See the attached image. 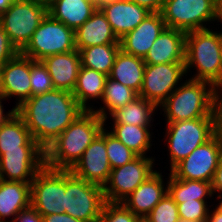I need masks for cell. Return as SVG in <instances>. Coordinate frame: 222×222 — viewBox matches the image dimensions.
<instances>
[{"label": "cell", "mask_w": 222, "mask_h": 222, "mask_svg": "<svg viewBox=\"0 0 222 222\" xmlns=\"http://www.w3.org/2000/svg\"><path fill=\"white\" fill-rule=\"evenodd\" d=\"M65 170L44 166L31 182V206L42 216L64 213Z\"/></svg>", "instance_id": "11"}, {"label": "cell", "mask_w": 222, "mask_h": 222, "mask_svg": "<svg viewBox=\"0 0 222 222\" xmlns=\"http://www.w3.org/2000/svg\"><path fill=\"white\" fill-rule=\"evenodd\" d=\"M166 193L168 187H165L163 175L156 170L121 203L139 218H144Z\"/></svg>", "instance_id": "19"}, {"label": "cell", "mask_w": 222, "mask_h": 222, "mask_svg": "<svg viewBox=\"0 0 222 222\" xmlns=\"http://www.w3.org/2000/svg\"><path fill=\"white\" fill-rule=\"evenodd\" d=\"M5 100V97L0 94V127L9 119L11 118L14 113L16 112V108L13 107L11 110H9L8 112H6V114L4 113V107L2 104V101Z\"/></svg>", "instance_id": "44"}, {"label": "cell", "mask_w": 222, "mask_h": 222, "mask_svg": "<svg viewBox=\"0 0 222 222\" xmlns=\"http://www.w3.org/2000/svg\"><path fill=\"white\" fill-rule=\"evenodd\" d=\"M43 222H84L76 219L67 213H55L51 215L42 216Z\"/></svg>", "instance_id": "43"}, {"label": "cell", "mask_w": 222, "mask_h": 222, "mask_svg": "<svg viewBox=\"0 0 222 222\" xmlns=\"http://www.w3.org/2000/svg\"><path fill=\"white\" fill-rule=\"evenodd\" d=\"M74 50V30L47 13L20 53L34 61H42L47 56Z\"/></svg>", "instance_id": "7"}, {"label": "cell", "mask_w": 222, "mask_h": 222, "mask_svg": "<svg viewBox=\"0 0 222 222\" xmlns=\"http://www.w3.org/2000/svg\"><path fill=\"white\" fill-rule=\"evenodd\" d=\"M166 125L165 141L168 143L170 170L215 135L213 118H196Z\"/></svg>", "instance_id": "6"}, {"label": "cell", "mask_w": 222, "mask_h": 222, "mask_svg": "<svg viewBox=\"0 0 222 222\" xmlns=\"http://www.w3.org/2000/svg\"><path fill=\"white\" fill-rule=\"evenodd\" d=\"M104 126L98 114L84 111L45 149V166L70 170Z\"/></svg>", "instance_id": "2"}, {"label": "cell", "mask_w": 222, "mask_h": 222, "mask_svg": "<svg viewBox=\"0 0 222 222\" xmlns=\"http://www.w3.org/2000/svg\"><path fill=\"white\" fill-rule=\"evenodd\" d=\"M45 166V150H13L0 155V179L31 183Z\"/></svg>", "instance_id": "15"}, {"label": "cell", "mask_w": 222, "mask_h": 222, "mask_svg": "<svg viewBox=\"0 0 222 222\" xmlns=\"http://www.w3.org/2000/svg\"><path fill=\"white\" fill-rule=\"evenodd\" d=\"M0 94L5 99L16 96L15 108L31 97L29 57L19 52L0 67Z\"/></svg>", "instance_id": "16"}, {"label": "cell", "mask_w": 222, "mask_h": 222, "mask_svg": "<svg viewBox=\"0 0 222 222\" xmlns=\"http://www.w3.org/2000/svg\"><path fill=\"white\" fill-rule=\"evenodd\" d=\"M160 13L166 27L188 33L207 29L208 22H218V3L215 0H165Z\"/></svg>", "instance_id": "9"}, {"label": "cell", "mask_w": 222, "mask_h": 222, "mask_svg": "<svg viewBox=\"0 0 222 222\" xmlns=\"http://www.w3.org/2000/svg\"><path fill=\"white\" fill-rule=\"evenodd\" d=\"M218 199H222V196H217V200ZM219 213H221L222 214V200L220 201L219 200V204L216 206V208H215Z\"/></svg>", "instance_id": "48"}, {"label": "cell", "mask_w": 222, "mask_h": 222, "mask_svg": "<svg viewBox=\"0 0 222 222\" xmlns=\"http://www.w3.org/2000/svg\"><path fill=\"white\" fill-rule=\"evenodd\" d=\"M84 111L71 92L58 89L32 96L16 108L44 150Z\"/></svg>", "instance_id": "1"}, {"label": "cell", "mask_w": 222, "mask_h": 222, "mask_svg": "<svg viewBox=\"0 0 222 222\" xmlns=\"http://www.w3.org/2000/svg\"><path fill=\"white\" fill-rule=\"evenodd\" d=\"M221 91V92H220ZM222 86L214 88L212 97V116L214 133L222 141Z\"/></svg>", "instance_id": "38"}, {"label": "cell", "mask_w": 222, "mask_h": 222, "mask_svg": "<svg viewBox=\"0 0 222 222\" xmlns=\"http://www.w3.org/2000/svg\"><path fill=\"white\" fill-rule=\"evenodd\" d=\"M218 22L222 23V1L218 4Z\"/></svg>", "instance_id": "47"}, {"label": "cell", "mask_w": 222, "mask_h": 222, "mask_svg": "<svg viewBox=\"0 0 222 222\" xmlns=\"http://www.w3.org/2000/svg\"><path fill=\"white\" fill-rule=\"evenodd\" d=\"M193 67L197 73L190 79L206 81L214 87L222 86V32L209 27L186 33V74Z\"/></svg>", "instance_id": "3"}, {"label": "cell", "mask_w": 222, "mask_h": 222, "mask_svg": "<svg viewBox=\"0 0 222 222\" xmlns=\"http://www.w3.org/2000/svg\"><path fill=\"white\" fill-rule=\"evenodd\" d=\"M99 6L91 0H53L48 13L74 31L87 21Z\"/></svg>", "instance_id": "23"}, {"label": "cell", "mask_w": 222, "mask_h": 222, "mask_svg": "<svg viewBox=\"0 0 222 222\" xmlns=\"http://www.w3.org/2000/svg\"><path fill=\"white\" fill-rule=\"evenodd\" d=\"M19 51L10 42L8 35L4 32L0 26V67L7 61L14 58Z\"/></svg>", "instance_id": "39"}, {"label": "cell", "mask_w": 222, "mask_h": 222, "mask_svg": "<svg viewBox=\"0 0 222 222\" xmlns=\"http://www.w3.org/2000/svg\"><path fill=\"white\" fill-rule=\"evenodd\" d=\"M109 0H94V2L99 6L101 3Z\"/></svg>", "instance_id": "51"}, {"label": "cell", "mask_w": 222, "mask_h": 222, "mask_svg": "<svg viewBox=\"0 0 222 222\" xmlns=\"http://www.w3.org/2000/svg\"><path fill=\"white\" fill-rule=\"evenodd\" d=\"M187 76L185 63L146 64L143 85L138 96L159 107Z\"/></svg>", "instance_id": "13"}, {"label": "cell", "mask_w": 222, "mask_h": 222, "mask_svg": "<svg viewBox=\"0 0 222 222\" xmlns=\"http://www.w3.org/2000/svg\"><path fill=\"white\" fill-rule=\"evenodd\" d=\"M99 8L119 40L134 30L151 13L130 0L105 1Z\"/></svg>", "instance_id": "17"}, {"label": "cell", "mask_w": 222, "mask_h": 222, "mask_svg": "<svg viewBox=\"0 0 222 222\" xmlns=\"http://www.w3.org/2000/svg\"><path fill=\"white\" fill-rule=\"evenodd\" d=\"M150 222H178V207L172 197L166 193L146 216Z\"/></svg>", "instance_id": "35"}, {"label": "cell", "mask_w": 222, "mask_h": 222, "mask_svg": "<svg viewBox=\"0 0 222 222\" xmlns=\"http://www.w3.org/2000/svg\"><path fill=\"white\" fill-rule=\"evenodd\" d=\"M139 6L146 8L149 12H161L165 0H130Z\"/></svg>", "instance_id": "41"}, {"label": "cell", "mask_w": 222, "mask_h": 222, "mask_svg": "<svg viewBox=\"0 0 222 222\" xmlns=\"http://www.w3.org/2000/svg\"><path fill=\"white\" fill-rule=\"evenodd\" d=\"M31 206V183L0 179V222Z\"/></svg>", "instance_id": "25"}, {"label": "cell", "mask_w": 222, "mask_h": 222, "mask_svg": "<svg viewBox=\"0 0 222 222\" xmlns=\"http://www.w3.org/2000/svg\"><path fill=\"white\" fill-rule=\"evenodd\" d=\"M213 210L214 211H209L206 222H222V214L219 213L216 209Z\"/></svg>", "instance_id": "45"}, {"label": "cell", "mask_w": 222, "mask_h": 222, "mask_svg": "<svg viewBox=\"0 0 222 222\" xmlns=\"http://www.w3.org/2000/svg\"><path fill=\"white\" fill-rule=\"evenodd\" d=\"M221 158L222 141L214 135L177 163L169 174L177 179L212 182Z\"/></svg>", "instance_id": "12"}, {"label": "cell", "mask_w": 222, "mask_h": 222, "mask_svg": "<svg viewBox=\"0 0 222 222\" xmlns=\"http://www.w3.org/2000/svg\"><path fill=\"white\" fill-rule=\"evenodd\" d=\"M13 150H44L17 112L0 127V155Z\"/></svg>", "instance_id": "24"}, {"label": "cell", "mask_w": 222, "mask_h": 222, "mask_svg": "<svg viewBox=\"0 0 222 222\" xmlns=\"http://www.w3.org/2000/svg\"><path fill=\"white\" fill-rule=\"evenodd\" d=\"M42 3H45L46 5H49L53 0H38Z\"/></svg>", "instance_id": "50"}, {"label": "cell", "mask_w": 222, "mask_h": 222, "mask_svg": "<svg viewBox=\"0 0 222 222\" xmlns=\"http://www.w3.org/2000/svg\"><path fill=\"white\" fill-rule=\"evenodd\" d=\"M106 151L112 169L134 160L138 155L106 130Z\"/></svg>", "instance_id": "33"}, {"label": "cell", "mask_w": 222, "mask_h": 222, "mask_svg": "<svg viewBox=\"0 0 222 222\" xmlns=\"http://www.w3.org/2000/svg\"><path fill=\"white\" fill-rule=\"evenodd\" d=\"M155 110H158V107L154 103L138 96L132 102L114 111L110 118L112 117L113 124L151 127Z\"/></svg>", "instance_id": "28"}, {"label": "cell", "mask_w": 222, "mask_h": 222, "mask_svg": "<svg viewBox=\"0 0 222 222\" xmlns=\"http://www.w3.org/2000/svg\"><path fill=\"white\" fill-rule=\"evenodd\" d=\"M166 28L160 12H151L132 31L120 39V49L125 53L145 58L157 37Z\"/></svg>", "instance_id": "18"}, {"label": "cell", "mask_w": 222, "mask_h": 222, "mask_svg": "<svg viewBox=\"0 0 222 222\" xmlns=\"http://www.w3.org/2000/svg\"><path fill=\"white\" fill-rule=\"evenodd\" d=\"M180 84L159 106L167 118L166 123L213 118L212 97L215 87L209 82L189 78Z\"/></svg>", "instance_id": "4"}, {"label": "cell", "mask_w": 222, "mask_h": 222, "mask_svg": "<svg viewBox=\"0 0 222 222\" xmlns=\"http://www.w3.org/2000/svg\"><path fill=\"white\" fill-rule=\"evenodd\" d=\"M42 62L51 76L53 87L72 93L81 67L79 50L50 55Z\"/></svg>", "instance_id": "21"}, {"label": "cell", "mask_w": 222, "mask_h": 222, "mask_svg": "<svg viewBox=\"0 0 222 222\" xmlns=\"http://www.w3.org/2000/svg\"><path fill=\"white\" fill-rule=\"evenodd\" d=\"M178 222H197V221L187 220V219H182V218H180Z\"/></svg>", "instance_id": "52"}, {"label": "cell", "mask_w": 222, "mask_h": 222, "mask_svg": "<svg viewBox=\"0 0 222 222\" xmlns=\"http://www.w3.org/2000/svg\"><path fill=\"white\" fill-rule=\"evenodd\" d=\"M107 77L94 69L80 67L72 94L85 111L94 109L92 104L87 103L88 101L102 99Z\"/></svg>", "instance_id": "27"}, {"label": "cell", "mask_w": 222, "mask_h": 222, "mask_svg": "<svg viewBox=\"0 0 222 222\" xmlns=\"http://www.w3.org/2000/svg\"><path fill=\"white\" fill-rule=\"evenodd\" d=\"M218 4L222 1V0H215Z\"/></svg>", "instance_id": "53"}, {"label": "cell", "mask_w": 222, "mask_h": 222, "mask_svg": "<svg viewBox=\"0 0 222 222\" xmlns=\"http://www.w3.org/2000/svg\"><path fill=\"white\" fill-rule=\"evenodd\" d=\"M154 159L147 156H137L125 165L111 169L108 181L103 187L105 201L121 203L156 171L153 169Z\"/></svg>", "instance_id": "10"}, {"label": "cell", "mask_w": 222, "mask_h": 222, "mask_svg": "<svg viewBox=\"0 0 222 222\" xmlns=\"http://www.w3.org/2000/svg\"><path fill=\"white\" fill-rule=\"evenodd\" d=\"M8 222H43L42 215L38 213L32 206L20 211L16 217H13Z\"/></svg>", "instance_id": "40"}, {"label": "cell", "mask_w": 222, "mask_h": 222, "mask_svg": "<svg viewBox=\"0 0 222 222\" xmlns=\"http://www.w3.org/2000/svg\"><path fill=\"white\" fill-rule=\"evenodd\" d=\"M207 203L205 200H194L177 204L179 218L206 222L210 211Z\"/></svg>", "instance_id": "37"}, {"label": "cell", "mask_w": 222, "mask_h": 222, "mask_svg": "<svg viewBox=\"0 0 222 222\" xmlns=\"http://www.w3.org/2000/svg\"><path fill=\"white\" fill-rule=\"evenodd\" d=\"M185 37V32L166 27L145 56V64L185 63Z\"/></svg>", "instance_id": "20"}, {"label": "cell", "mask_w": 222, "mask_h": 222, "mask_svg": "<svg viewBox=\"0 0 222 222\" xmlns=\"http://www.w3.org/2000/svg\"><path fill=\"white\" fill-rule=\"evenodd\" d=\"M106 129L101 130L70 169L76 177L101 187L108 181L112 169L106 151Z\"/></svg>", "instance_id": "14"}, {"label": "cell", "mask_w": 222, "mask_h": 222, "mask_svg": "<svg viewBox=\"0 0 222 222\" xmlns=\"http://www.w3.org/2000/svg\"><path fill=\"white\" fill-rule=\"evenodd\" d=\"M77 50L104 44H120L105 14L98 7L92 16L74 31Z\"/></svg>", "instance_id": "22"}, {"label": "cell", "mask_w": 222, "mask_h": 222, "mask_svg": "<svg viewBox=\"0 0 222 222\" xmlns=\"http://www.w3.org/2000/svg\"><path fill=\"white\" fill-rule=\"evenodd\" d=\"M137 97L138 94L134 90L107 77L103 97L101 99L105 106H101L96 110L93 109L92 111L98 114L106 123L108 116H110L117 109L124 107L126 104L132 102Z\"/></svg>", "instance_id": "31"}, {"label": "cell", "mask_w": 222, "mask_h": 222, "mask_svg": "<svg viewBox=\"0 0 222 222\" xmlns=\"http://www.w3.org/2000/svg\"><path fill=\"white\" fill-rule=\"evenodd\" d=\"M167 181L168 194L176 204H182L185 201L205 200L213 197L211 182L177 179L168 174Z\"/></svg>", "instance_id": "29"}, {"label": "cell", "mask_w": 222, "mask_h": 222, "mask_svg": "<svg viewBox=\"0 0 222 222\" xmlns=\"http://www.w3.org/2000/svg\"><path fill=\"white\" fill-rule=\"evenodd\" d=\"M105 202L103 187L65 170L64 213L84 222H99Z\"/></svg>", "instance_id": "8"}, {"label": "cell", "mask_w": 222, "mask_h": 222, "mask_svg": "<svg viewBox=\"0 0 222 222\" xmlns=\"http://www.w3.org/2000/svg\"><path fill=\"white\" fill-rule=\"evenodd\" d=\"M31 97L54 90L51 76L42 61L30 58Z\"/></svg>", "instance_id": "34"}, {"label": "cell", "mask_w": 222, "mask_h": 222, "mask_svg": "<svg viewBox=\"0 0 222 222\" xmlns=\"http://www.w3.org/2000/svg\"><path fill=\"white\" fill-rule=\"evenodd\" d=\"M211 185L213 194L218 192L217 196H222V158L215 170Z\"/></svg>", "instance_id": "42"}, {"label": "cell", "mask_w": 222, "mask_h": 222, "mask_svg": "<svg viewBox=\"0 0 222 222\" xmlns=\"http://www.w3.org/2000/svg\"><path fill=\"white\" fill-rule=\"evenodd\" d=\"M113 128L109 131L126 147L133 151L138 156H147L152 146L151 127L127 125V124H112Z\"/></svg>", "instance_id": "30"}, {"label": "cell", "mask_w": 222, "mask_h": 222, "mask_svg": "<svg viewBox=\"0 0 222 222\" xmlns=\"http://www.w3.org/2000/svg\"><path fill=\"white\" fill-rule=\"evenodd\" d=\"M137 222H150V221L146 217H144V218H139Z\"/></svg>", "instance_id": "49"}, {"label": "cell", "mask_w": 222, "mask_h": 222, "mask_svg": "<svg viewBox=\"0 0 222 222\" xmlns=\"http://www.w3.org/2000/svg\"><path fill=\"white\" fill-rule=\"evenodd\" d=\"M15 0H0V15L5 13Z\"/></svg>", "instance_id": "46"}, {"label": "cell", "mask_w": 222, "mask_h": 222, "mask_svg": "<svg viewBox=\"0 0 222 222\" xmlns=\"http://www.w3.org/2000/svg\"><path fill=\"white\" fill-rule=\"evenodd\" d=\"M47 13L48 5L38 0H15L7 11L0 15V26L20 52Z\"/></svg>", "instance_id": "5"}, {"label": "cell", "mask_w": 222, "mask_h": 222, "mask_svg": "<svg viewBox=\"0 0 222 222\" xmlns=\"http://www.w3.org/2000/svg\"><path fill=\"white\" fill-rule=\"evenodd\" d=\"M119 50L120 44L94 45L82 48L79 51L81 66L109 76Z\"/></svg>", "instance_id": "32"}, {"label": "cell", "mask_w": 222, "mask_h": 222, "mask_svg": "<svg viewBox=\"0 0 222 222\" xmlns=\"http://www.w3.org/2000/svg\"><path fill=\"white\" fill-rule=\"evenodd\" d=\"M145 66L143 58L125 53L120 49L115 56L114 64L108 77L139 94L143 85Z\"/></svg>", "instance_id": "26"}, {"label": "cell", "mask_w": 222, "mask_h": 222, "mask_svg": "<svg viewBox=\"0 0 222 222\" xmlns=\"http://www.w3.org/2000/svg\"><path fill=\"white\" fill-rule=\"evenodd\" d=\"M139 219L122 203L105 202L99 222H137Z\"/></svg>", "instance_id": "36"}]
</instances>
